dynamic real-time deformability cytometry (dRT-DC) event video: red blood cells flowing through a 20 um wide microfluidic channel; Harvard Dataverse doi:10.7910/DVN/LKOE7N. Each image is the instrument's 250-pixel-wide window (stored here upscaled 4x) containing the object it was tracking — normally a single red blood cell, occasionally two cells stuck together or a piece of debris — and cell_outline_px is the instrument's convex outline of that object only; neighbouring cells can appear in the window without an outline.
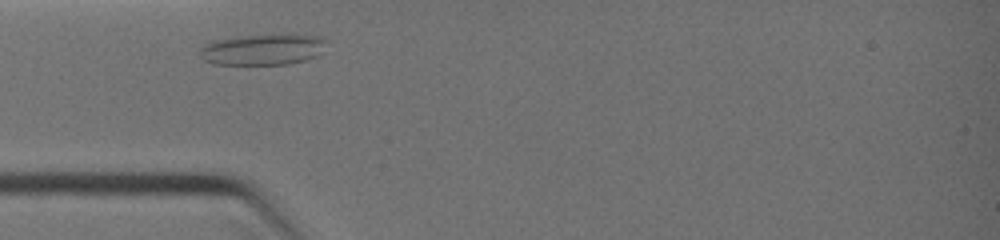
{"species": "common noctule bat (a hibernating species)", "species_latin": "Nyctalus noctula", "temperature_condition": "warm", "stored_images_in_passage": 13, "camera_frame_rate_fps": 3000, "um_per_image_px": 0.085, "animal": {"sex": "female", "body_mass_g": 19.0, "forearm_length_mm": 51.5}, "frame": {"image": 1, "passage_image": 2, "time_ms": 0.333, "image_size_px": [1000, 240], "cell_outline_px": [[328, 40], [324, 52], [316, 56], [304, 60], [288, 64], [216, 64], [204, 60], [200, 56], [200, 48], [204, 44], [216, 40], [236, 36], [320, 36]], "centroid_in_image_um": [22.34, 4.22], "position_along_channel_um": 62.7, "area_um2": 22.48}}
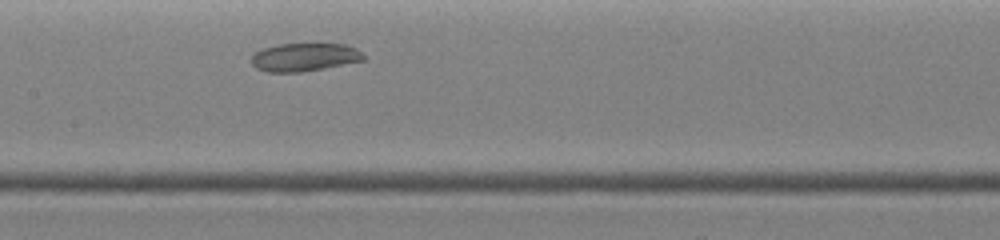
{"frame": {"image": 2, "passage_image": 7, "time_ms": 2.667, "image_size_px": [1000, 240], "cell_outline_px": [[364, 60], [324, 68], [300, 72], [268, 72], [256, 68], [252, 64], [252, 56], [256, 52], [264, 48], [280, 44], [348, 44], [356, 48], [364, 56]], "centroid_in_image_um": [25.88, 4.86], "position_along_channel_um": 181.5, "area_um2": 18.21}}
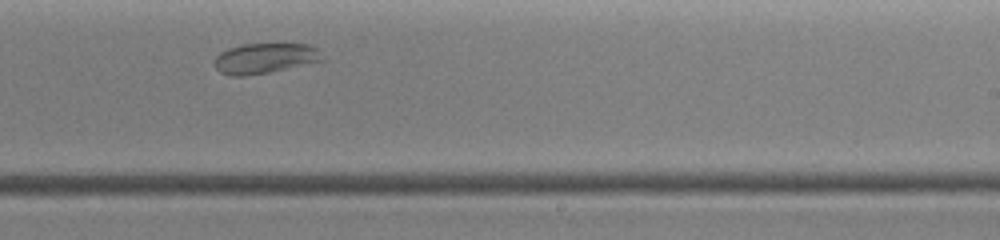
{"frame": {"image": 3, "passage_image": 11, "time_ms": 4.333, "image_size_px": [1000, 240], "cell_outline_px": [[324, 60], [268, 72], [244, 76], [228, 76], [220, 72], [216, 68], [216, 56], [220, 52], [228, 48], [240, 44], [312, 44], [324, 56]], "centroid_in_image_um": [22.51, 4.94], "position_along_channel_um": 266.5, "area_um2": 18.96}}